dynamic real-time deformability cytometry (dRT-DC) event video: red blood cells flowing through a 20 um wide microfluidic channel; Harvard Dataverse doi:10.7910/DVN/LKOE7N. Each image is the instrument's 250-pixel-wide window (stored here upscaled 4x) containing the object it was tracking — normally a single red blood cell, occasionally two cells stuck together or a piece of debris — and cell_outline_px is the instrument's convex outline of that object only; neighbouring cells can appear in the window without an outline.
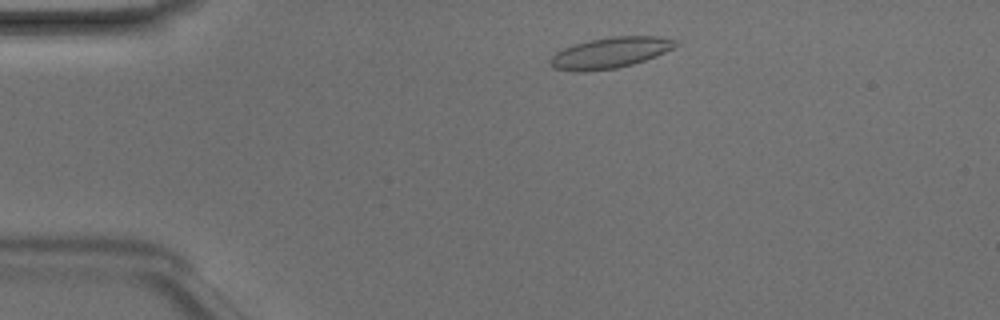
{"species": "Egyptian fruit bat (a non-hibernating species)", "species_latin": "Rousettus aegyptiacus", "temperature_condition": "room temperature", "stored_images_in_passage": 42, "camera_frame_rate_fps": 3000, "um_per_image_px": 0.085, "animal": {"sex": "male"}, "frame": {"image": 1, "passage_image": 4, "time_ms": 1.0, "image_size_px": [1000, 320], "cell_outline_px": [[680, 44], [656, 56], [632, 64], [616, 68], [580, 72], [576, 72], [552, 68], [548, 64], [548, 60], [556, 52], [564, 48], [588, 40], [612, 36], [660, 36], [680, 40]], "centroid_in_image_um": [51.86, 4.48], "position_along_channel_um": 33.1, "area_um2": 22.72}}
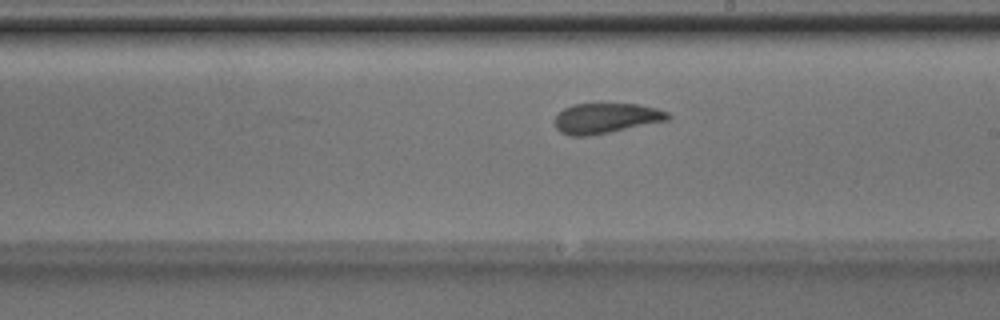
{"frame": {"image": 2, "passage_image": 22, "time_ms": 7.0, "image_size_px": [1000, 320], "cell_outline_px": [[672, 116], [668, 120], [588, 136], [572, 136], [560, 132], [556, 128], [556, 116], [564, 108], [572, 104], [636, 104], [656, 108], [668, 112]], "centroid_in_image_um": [51.51, 10.04], "position_along_channel_um": 237.5, "area_um2": 19.65}}
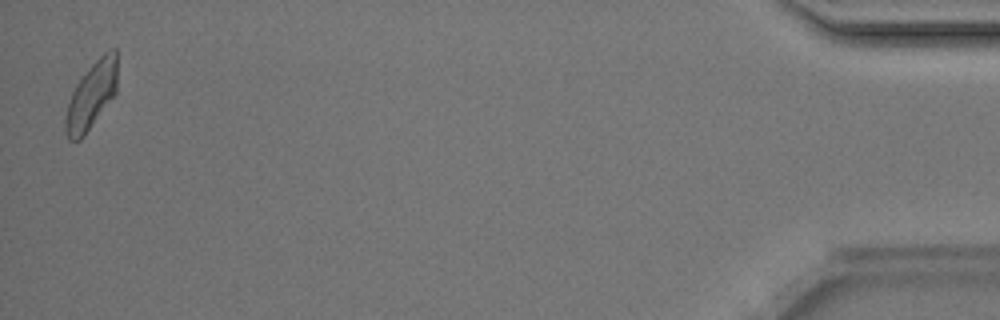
{"frame": {"image": 3, "passage_image": 42, "time_ms": 13.667, "image_size_px": [1000, 320], "cell_outline_px": [[116, 92], [84, 136], [80, 140], [68, 140], [64, 132], [64, 120], [68, 104], [72, 92], [76, 84], [92, 64], [108, 48], [116, 48]], "centroid_in_image_um": [7.75, 8.13], "position_along_channel_um": 427.5, "area_um2": 20.0}, "authors_computed_cell_mechanics": {"area_um2": 20.2589, "velocity_mm_per_s": 4.1974, "shape_relaxation_time_tau1_ms": 3.9283, "shape_relaxation_time_tau2_ms": 2.0052, "deformation_change_tau1": 0.1049, "deformation_change_tau2": 0.0814}}